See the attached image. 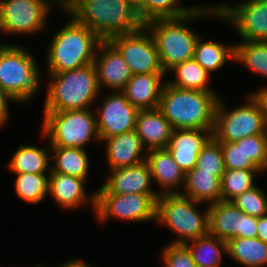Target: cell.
<instances>
[{"mask_svg":"<svg viewBox=\"0 0 267 267\" xmlns=\"http://www.w3.org/2000/svg\"><path fill=\"white\" fill-rule=\"evenodd\" d=\"M35 267H44V266L39 264V265H36Z\"/></svg>","mask_w":267,"mask_h":267,"instance_id":"45","label":"cell"},{"mask_svg":"<svg viewBox=\"0 0 267 267\" xmlns=\"http://www.w3.org/2000/svg\"><path fill=\"white\" fill-rule=\"evenodd\" d=\"M33 57L25 47L0 44V89L16 103L30 101L41 88L40 68Z\"/></svg>","mask_w":267,"mask_h":267,"instance_id":"6","label":"cell"},{"mask_svg":"<svg viewBox=\"0 0 267 267\" xmlns=\"http://www.w3.org/2000/svg\"><path fill=\"white\" fill-rule=\"evenodd\" d=\"M93 109H74L43 112L41 136L50 147H77L85 149L95 139L100 142L96 115Z\"/></svg>","mask_w":267,"mask_h":267,"instance_id":"8","label":"cell"},{"mask_svg":"<svg viewBox=\"0 0 267 267\" xmlns=\"http://www.w3.org/2000/svg\"><path fill=\"white\" fill-rule=\"evenodd\" d=\"M243 151L262 172L267 171V134L244 137Z\"/></svg>","mask_w":267,"mask_h":267,"instance_id":"38","label":"cell"},{"mask_svg":"<svg viewBox=\"0 0 267 267\" xmlns=\"http://www.w3.org/2000/svg\"><path fill=\"white\" fill-rule=\"evenodd\" d=\"M179 0H145L137 10L141 21L145 24L154 19L180 18L187 15L195 7H181Z\"/></svg>","mask_w":267,"mask_h":267,"instance_id":"34","label":"cell"},{"mask_svg":"<svg viewBox=\"0 0 267 267\" xmlns=\"http://www.w3.org/2000/svg\"><path fill=\"white\" fill-rule=\"evenodd\" d=\"M56 32L45 56L48 73H61L93 63L102 39L71 15Z\"/></svg>","mask_w":267,"mask_h":267,"instance_id":"4","label":"cell"},{"mask_svg":"<svg viewBox=\"0 0 267 267\" xmlns=\"http://www.w3.org/2000/svg\"><path fill=\"white\" fill-rule=\"evenodd\" d=\"M17 196L28 203L38 204L48 195L49 173H14ZM48 174V175H47Z\"/></svg>","mask_w":267,"mask_h":267,"instance_id":"32","label":"cell"},{"mask_svg":"<svg viewBox=\"0 0 267 267\" xmlns=\"http://www.w3.org/2000/svg\"><path fill=\"white\" fill-rule=\"evenodd\" d=\"M96 192L95 217L99 222L115 217L130 222H156V201L160 194H114L101 186Z\"/></svg>","mask_w":267,"mask_h":267,"instance_id":"10","label":"cell"},{"mask_svg":"<svg viewBox=\"0 0 267 267\" xmlns=\"http://www.w3.org/2000/svg\"><path fill=\"white\" fill-rule=\"evenodd\" d=\"M209 7L236 28L242 41L267 42V0H244L237 5L221 3Z\"/></svg>","mask_w":267,"mask_h":267,"instance_id":"12","label":"cell"},{"mask_svg":"<svg viewBox=\"0 0 267 267\" xmlns=\"http://www.w3.org/2000/svg\"><path fill=\"white\" fill-rule=\"evenodd\" d=\"M197 267H220L222 252L227 254V242L208 233L184 244Z\"/></svg>","mask_w":267,"mask_h":267,"instance_id":"29","label":"cell"},{"mask_svg":"<svg viewBox=\"0 0 267 267\" xmlns=\"http://www.w3.org/2000/svg\"><path fill=\"white\" fill-rule=\"evenodd\" d=\"M249 95L257 103L267 123V88L251 92Z\"/></svg>","mask_w":267,"mask_h":267,"instance_id":"41","label":"cell"},{"mask_svg":"<svg viewBox=\"0 0 267 267\" xmlns=\"http://www.w3.org/2000/svg\"><path fill=\"white\" fill-rule=\"evenodd\" d=\"M102 40L129 34L144 26L128 0H62V9Z\"/></svg>","mask_w":267,"mask_h":267,"instance_id":"1","label":"cell"},{"mask_svg":"<svg viewBox=\"0 0 267 267\" xmlns=\"http://www.w3.org/2000/svg\"><path fill=\"white\" fill-rule=\"evenodd\" d=\"M201 203L180 193L161 194L156 201V221L176 234L170 244H185L209 233L208 207L202 213Z\"/></svg>","mask_w":267,"mask_h":267,"instance_id":"7","label":"cell"},{"mask_svg":"<svg viewBox=\"0 0 267 267\" xmlns=\"http://www.w3.org/2000/svg\"><path fill=\"white\" fill-rule=\"evenodd\" d=\"M234 45V62H239L251 72L267 78V42L241 41Z\"/></svg>","mask_w":267,"mask_h":267,"instance_id":"31","label":"cell"},{"mask_svg":"<svg viewBox=\"0 0 267 267\" xmlns=\"http://www.w3.org/2000/svg\"><path fill=\"white\" fill-rule=\"evenodd\" d=\"M112 93L105 97L101 107L95 111L100 141L132 131L136 126L139 110L129 103L121 91Z\"/></svg>","mask_w":267,"mask_h":267,"instance_id":"15","label":"cell"},{"mask_svg":"<svg viewBox=\"0 0 267 267\" xmlns=\"http://www.w3.org/2000/svg\"><path fill=\"white\" fill-rule=\"evenodd\" d=\"M184 190L180 192L199 203L214 204L221 200V179L214 173L199 172L196 168L185 173Z\"/></svg>","mask_w":267,"mask_h":267,"instance_id":"24","label":"cell"},{"mask_svg":"<svg viewBox=\"0 0 267 267\" xmlns=\"http://www.w3.org/2000/svg\"><path fill=\"white\" fill-rule=\"evenodd\" d=\"M50 74L44 112L89 109L100 95L93 63L74 70Z\"/></svg>","mask_w":267,"mask_h":267,"instance_id":"5","label":"cell"},{"mask_svg":"<svg viewBox=\"0 0 267 267\" xmlns=\"http://www.w3.org/2000/svg\"><path fill=\"white\" fill-rule=\"evenodd\" d=\"M166 73L132 75L121 91L130 104L140 110L156 109L159 106Z\"/></svg>","mask_w":267,"mask_h":267,"instance_id":"21","label":"cell"},{"mask_svg":"<svg viewBox=\"0 0 267 267\" xmlns=\"http://www.w3.org/2000/svg\"><path fill=\"white\" fill-rule=\"evenodd\" d=\"M260 169H226L221 179V200L232 201L255 185V176Z\"/></svg>","mask_w":267,"mask_h":267,"instance_id":"33","label":"cell"},{"mask_svg":"<svg viewBox=\"0 0 267 267\" xmlns=\"http://www.w3.org/2000/svg\"><path fill=\"white\" fill-rule=\"evenodd\" d=\"M93 64L100 90L122 91L133 73L118 50L108 41L102 40L97 48Z\"/></svg>","mask_w":267,"mask_h":267,"instance_id":"16","label":"cell"},{"mask_svg":"<svg viewBox=\"0 0 267 267\" xmlns=\"http://www.w3.org/2000/svg\"><path fill=\"white\" fill-rule=\"evenodd\" d=\"M49 150L50 144L44 148L21 145L6 165L13 173H49L51 170Z\"/></svg>","mask_w":267,"mask_h":267,"instance_id":"25","label":"cell"},{"mask_svg":"<svg viewBox=\"0 0 267 267\" xmlns=\"http://www.w3.org/2000/svg\"><path fill=\"white\" fill-rule=\"evenodd\" d=\"M247 101L226 109L219 97L212 136L220 143L236 142L247 136L267 134V123L257 103L248 94ZM228 110V111H227Z\"/></svg>","mask_w":267,"mask_h":267,"instance_id":"9","label":"cell"},{"mask_svg":"<svg viewBox=\"0 0 267 267\" xmlns=\"http://www.w3.org/2000/svg\"><path fill=\"white\" fill-rule=\"evenodd\" d=\"M135 130L146 151L166 149L173 131L169 121L156 109L140 110L136 118Z\"/></svg>","mask_w":267,"mask_h":267,"instance_id":"23","label":"cell"},{"mask_svg":"<svg viewBox=\"0 0 267 267\" xmlns=\"http://www.w3.org/2000/svg\"><path fill=\"white\" fill-rule=\"evenodd\" d=\"M227 254L244 267L267 266V243L257 237L229 240Z\"/></svg>","mask_w":267,"mask_h":267,"instance_id":"27","label":"cell"},{"mask_svg":"<svg viewBox=\"0 0 267 267\" xmlns=\"http://www.w3.org/2000/svg\"><path fill=\"white\" fill-rule=\"evenodd\" d=\"M108 41L121 54L133 75L165 73L155 41L145 26L129 34L112 36Z\"/></svg>","mask_w":267,"mask_h":267,"instance_id":"13","label":"cell"},{"mask_svg":"<svg viewBox=\"0 0 267 267\" xmlns=\"http://www.w3.org/2000/svg\"><path fill=\"white\" fill-rule=\"evenodd\" d=\"M209 233L228 242L233 238H256L258 218L243 213L232 201L208 206Z\"/></svg>","mask_w":267,"mask_h":267,"instance_id":"14","label":"cell"},{"mask_svg":"<svg viewBox=\"0 0 267 267\" xmlns=\"http://www.w3.org/2000/svg\"><path fill=\"white\" fill-rule=\"evenodd\" d=\"M235 45L203 40L199 37L194 59L210 74L221 69L229 60L234 62Z\"/></svg>","mask_w":267,"mask_h":267,"instance_id":"28","label":"cell"},{"mask_svg":"<svg viewBox=\"0 0 267 267\" xmlns=\"http://www.w3.org/2000/svg\"><path fill=\"white\" fill-rule=\"evenodd\" d=\"M211 16L219 18L209 6L200 5L183 17L154 19L144 24L155 41L160 64L165 73L175 65L194 57L200 35L187 26V22Z\"/></svg>","mask_w":267,"mask_h":267,"instance_id":"2","label":"cell"},{"mask_svg":"<svg viewBox=\"0 0 267 267\" xmlns=\"http://www.w3.org/2000/svg\"><path fill=\"white\" fill-rule=\"evenodd\" d=\"M53 4L62 8V0H0L1 33L33 35L40 32L46 28Z\"/></svg>","mask_w":267,"mask_h":267,"instance_id":"11","label":"cell"},{"mask_svg":"<svg viewBox=\"0 0 267 267\" xmlns=\"http://www.w3.org/2000/svg\"><path fill=\"white\" fill-rule=\"evenodd\" d=\"M58 267H93V266L79 259H72L69 260V262L64 263L62 266Z\"/></svg>","mask_w":267,"mask_h":267,"instance_id":"43","label":"cell"},{"mask_svg":"<svg viewBox=\"0 0 267 267\" xmlns=\"http://www.w3.org/2000/svg\"><path fill=\"white\" fill-rule=\"evenodd\" d=\"M220 96L215 91H198L164 85L158 109L173 129L213 130Z\"/></svg>","mask_w":267,"mask_h":267,"instance_id":"3","label":"cell"},{"mask_svg":"<svg viewBox=\"0 0 267 267\" xmlns=\"http://www.w3.org/2000/svg\"><path fill=\"white\" fill-rule=\"evenodd\" d=\"M165 267H197L184 244H169L162 250Z\"/></svg>","mask_w":267,"mask_h":267,"instance_id":"39","label":"cell"},{"mask_svg":"<svg viewBox=\"0 0 267 267\" xmlns=\"http://www.w3.org/2000/svg\"><path fill=\"white\" fill-rule=\"evenodd\" d=\"M10 101L11 103L15 102L7 93L3 92L0 89V129H2L4 125H6V122L9 119L10 109H8V105Z\"/></svg>","mask_w":267,"mask_h":267,"instance_id":"40","label":"cell"},{"mask_svg":"<svg viewBox=\"0 0 267 267\" xmlns=\"http://www.w3.org/2000/svg\"><path fill=\"white\" fill-rule=\"evenodd\" d=\"M199 172L214 173L219 179H222L225 173V163L221 144L213 136L203 146L198 154L195 167Z\"/></svg>","mask_w":267,"mask_h":267,"instance_id":"35","label":"cell"},{"mask_svg":"<svg viewBox=\"0 0 267 267\" xmlns=\"http://www.w3.org/2000/svg\"><path fill=\"white\" fill-rule=\"evenodd\" d=\"M232 203L250 216L260 218L267 214V196L258 186H254L237 196L232 200Z\"/></svg>","mask_w":267,"mask_h":267,"instance_id":"36","label":"cell"},{"mask_svg":"<svg viewBox=\"0 0 267 267\" xmlns=\"http://www.w3.org/2000/svg\"><path fill=\"white\" fill-rule=\"evenodd\" d=\"M87 181L71 175L49 172L48 194L60 208L77 209L80 206L91 204L94 213L96 210V193L88 196L85 189Z\"/></svg>","mask_w":267,"mask_h":267,"instance_id":"17","label":"cell"},{"mask_svg":"<svg viewBox=\"0 0 267 267\" xmlns=\"http://www.w3.org/2000/svg\"><path fill=\"white\" fill-rule=\"evenodd\" d=\"M101 142L106 144V157L110 170L135 166L146 161L147 151H144L146 149L135 129L105 138Z\"/></svg>","mask_w":267,"mask_h":267,"instance_id":"20","label":"cell"},{"mask_svg":"<svg viewBox=\"0 0 267 267\" xmlns=\"http://www.w3.org/2000/svg\"><path fill=\"white\" fill-rule=\"evenodd\" d=\"M174 78L166 81L173 87L198 91H215L209 85L210 74L194 59L186 60L171 68Z\"/></svg>","mask_w":267,"mask_h":267,"instance_id":"30","label":"cell"},{"mask_svg":"<svg viewBox=\"0 0 267 267\" xmlns=\"http://www.w3.org/2000/svg\"><path fill=\"white\" fill-rule=\"evenodd\" d=\"M146 155L152 180L162 190L159 194L180 193V188L184 186L185 172L173 160L168 149H153L147 151Z\"/></svg>","mask_w":267,"mask_h":267,"instance_id":"22","label":"cell"},{"mask_svg":"<svg viewBox=\"0 0 267 267\" xmlns=\"http://www.w3.org/2000/svg\"><path fill=\"white\" fill-rule=\"evenodd\" d=\"M257 238L267 243V214L258 218Z\"/></svg>","mask_w":267,"mask_h":267,"instance_id":"42","label":"cell"},{"mask_svg":"<svg viewBox=\"0 0 267 267\" xmlns=\"http://www.w3.org/2000/svg\"><path fill=\"white\" fill-rule=\"evenodd\" d=\"M137 10L145 3V0H128Z\"/></svg>","mask_w":267,"mask_h":267,"instance_id":"44","label":"cell"},{"mask_svg":"<svg viewBox=\"0 0 267 267\" xmlns=\"http://www.w3.org/2000/svg\"><path fill=\"white\" fill-rule=\"evenodd\" d=\"M110 172L103 184L110 193L159 194V191L151 188L153 180L146 161L135 166L116 168Z\"/></svg>","mask_w":267,"mask_h":267,"instance_id":"19","label":"cell"},{"mask_svg":"<svg viewBox=\"0 0 267 267\" xmlns=\"http://www.w3.org/2000/svg\"><path fill=\"white\" fill-rule=\"evenodd\" d=\"M213 130L173 129L167 146L173 160L186 173L196 167L197 157Z\"/></svg>","mask_w":267,"mask_h":267,"instance_id":"18","label":"cell"},{"mask_svg":"<svg viewBox=\"0 0 267 267\" xmlns=\"http://www.w3.org/2000/svg\"><path fill=\"white\" fill-rule=\"evenodd\" d=\"M226 169H259L243 151V138L220 143Z\"/></svg>","mask_w":267,"mask_h":267,"instance_id":"37","label":"cell"},{"mask_svg":"<svg viewBox=\"0 0 267 267\" xmlns=\"http://www.w3.org/2000/svg\"><path fill=\"white\" fill-rule=\"evenodd\" d=\"M51 159L55 165L51 166V171L82 178L87 181L90 170L89 156L86 149L77 147H50Z\"/></svg>","mask_w":267,"mask_h":267,"instance_id":"26","label":"cell"}]
</instances>
